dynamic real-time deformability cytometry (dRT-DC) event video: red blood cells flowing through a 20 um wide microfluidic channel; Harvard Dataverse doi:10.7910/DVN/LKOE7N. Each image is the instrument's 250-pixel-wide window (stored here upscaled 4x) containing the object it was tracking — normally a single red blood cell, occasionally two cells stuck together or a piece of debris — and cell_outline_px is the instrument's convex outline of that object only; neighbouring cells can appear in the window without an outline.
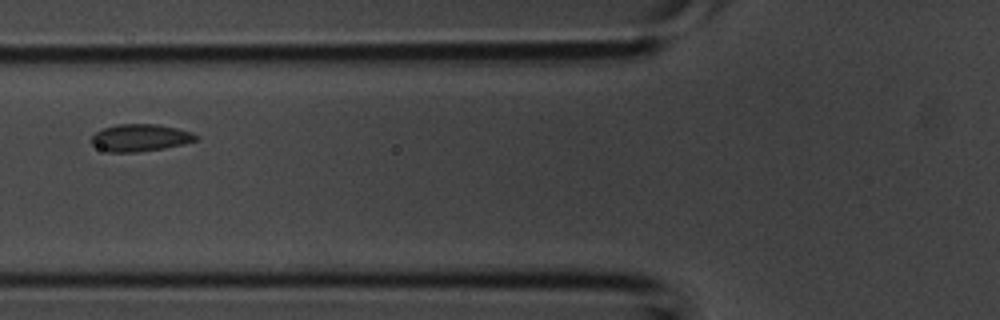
{"species": "common noctule bat (a hibernating species)", "species_latin": "Nyctalus noctula", "temperature_condition": "room temperature", "stored_images_in_passage": 5, "camera_frame_rate_fps": 3000, "um_per_image_px": 0.085, "animal": {"sex": "male", "body_mass_g": 20.1, "forearm_length_mm": 53.5}, "frame": {"image": 1, "passage_image": 5, "time_ms": 1.333, "image_size_px": [1000, 320], "cell_outline_px": [[200, 136], [196, 140], [184, 144], [164, 148], [136, 152], [108, 152], [92, 144], [92, 136], [96, 132], [104, 128], [116, 124], [156, 124], [176, 128], [192, 132]], "centroid_in_image_um": [11.94, 11.7], "position_along_channel_um": 113.9, "area_um2": 16.47}}